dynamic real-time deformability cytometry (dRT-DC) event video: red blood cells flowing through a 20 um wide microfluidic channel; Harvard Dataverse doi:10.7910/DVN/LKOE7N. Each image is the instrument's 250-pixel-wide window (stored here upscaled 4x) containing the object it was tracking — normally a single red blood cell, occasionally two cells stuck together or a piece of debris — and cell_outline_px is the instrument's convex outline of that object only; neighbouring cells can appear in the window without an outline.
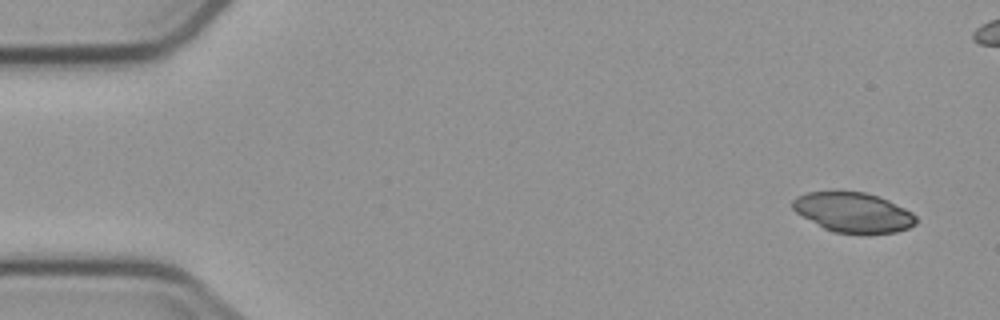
{"species": "common noctule bat (a hibernating species)", "species_latin": "Nyctalus noctula", "temperature_condition": "cold", "stored_images_in_passage": 7, "camera_frame_rate_fps": 3000, "um_per_image_px": 0.085, "animal": {"sex": "male", "body_mass_g": 23.1, "forearm_length_mm": 52.7}, "frame": {"image": 1, "passage_image": 1, "time_ms": 0.0, "image_size_px": [1000, 320], "cell_outline_px": [[916, 224], [908, 228], [896, 232], [868, 236], [832, 232], [824, 228], [796, 212], [792, 208], [792, 200], [796, 196], [808, 192], [864, 192], [880, 196], [912, 212], [916, 216]], "centroid_in_image_um": [72.55, 18.09], "position_along_channel_um": 12.4, "area_um2": 29.07}}